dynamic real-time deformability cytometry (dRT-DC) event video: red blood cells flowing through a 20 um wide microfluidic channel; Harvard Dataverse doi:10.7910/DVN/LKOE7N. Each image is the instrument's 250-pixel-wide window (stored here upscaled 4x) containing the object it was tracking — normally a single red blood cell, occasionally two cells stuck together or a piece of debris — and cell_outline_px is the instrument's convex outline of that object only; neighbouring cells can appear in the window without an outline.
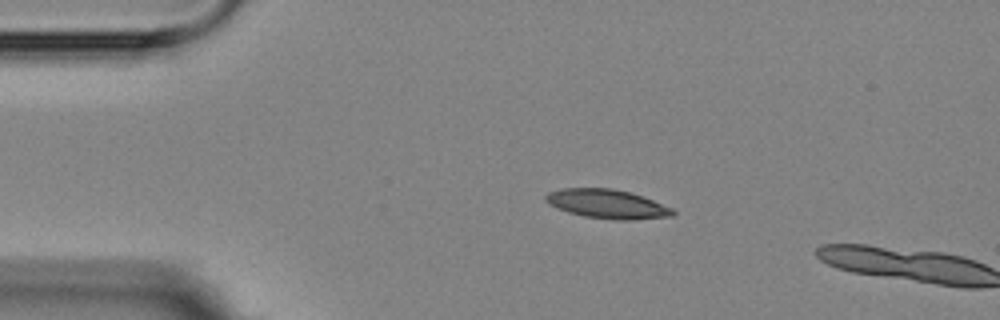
{"species": "Egyptian fruit bat (a non-hibernating species)", "species_latin": "Rousettus aegyptiacus", "temperature_condition": "room temperature", "stored_images_in_passage": 2, "camera_frame_rate_fps": 3000, "um_per_image_px": 0.085, "animal": {"sex": "female"}, "frame": {"image": 1, "passage_image": 1, "time_ms": 0.0, "image_size_px": [1000, 320], "cell_outline_px": [[676, 212], [672, 216], [632, 220], [620, 220], [584, 216], [568, 212], [548, 204], [544, 200], [544, 196], [548, 192], [560, 188], [612, 188], [644, 196], [672, 208]], "centroid_in_image_um": [51.59, 17.33], "position_along_channel_um": 33.4, "area_um2": 21.56}}